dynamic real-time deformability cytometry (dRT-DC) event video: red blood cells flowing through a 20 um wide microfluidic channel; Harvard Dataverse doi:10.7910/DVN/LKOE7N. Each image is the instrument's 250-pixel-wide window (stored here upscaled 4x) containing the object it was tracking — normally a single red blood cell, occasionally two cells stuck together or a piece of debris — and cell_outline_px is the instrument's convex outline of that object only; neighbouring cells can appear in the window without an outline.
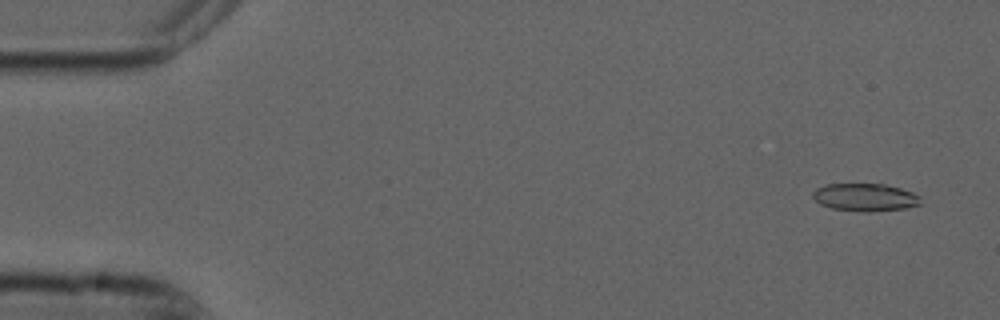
{"species": "common noctule bat (a hibernating species)", "species_latin": "Nyctalus noctula", "temperature_condition": "cold", "stored_images_in_passage": 54, "camera_frame_rate_fps": 3000, "um_per_image_px": 0.085, "animal": {"sex": "male", "forearm_length_mm": 52.5}, "frame": {"image": 1, "passage_image": 3, "time_ms": 0.667, "image_size_px": [1000, 320], "cell_outline_px": [[920, 204], [904, 208], [868, 212], [860, 212], [832, 208], [820, 204], [812, 196], [812, 192], [816, 188], [828, 184], [884, 184], [900, 188], [912, 192], [920, 196]], "centroid_in_image_um": [73.51, 16.77], "position_along_channel_um": 11.5, "area_um2": 17.34}}
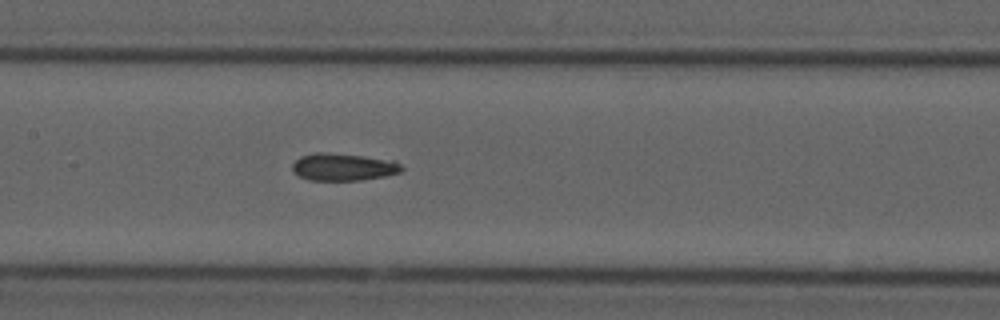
{"frame": {"image": 2, "passage_image": 26, "time_ms": 8.333, "image_size_px": [1000, 320], "cell_outline_px": [[404, 168], [400, 172], [384, 176], [360, 180], [308, 180], [292, 172], [292, 164], [300, 156], [316, 152], [324, 152], [364, 156], [396, 160]], "centroid_in_image_um": [29.17, 14.18], "position_along_channel_um": 178.2, "area_um2": 17.51}}
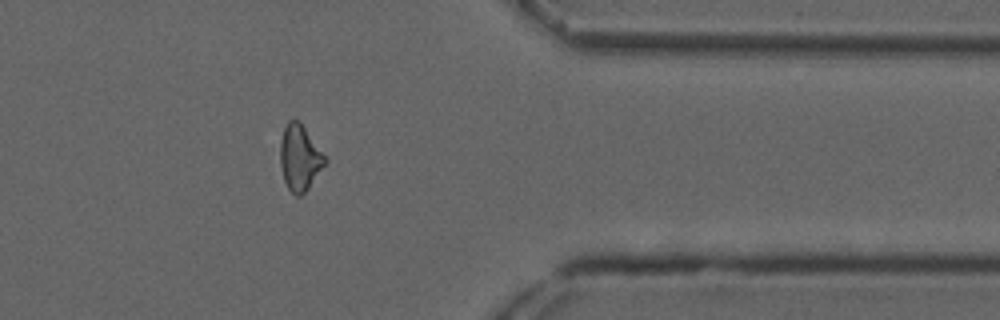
{"frame": {"image": 3, "passage_image": 44, "time_ms": 14.333, "image_size_px": [1000, 320], "cell_outline_px": [[328, 160], [308, 188], [300, 196], [296, 196], [288, 188], [284, 180], [280, 164], [280, 140], [284, 128], [288, 120], [300, 120]], "centroid_in_image_um": [25.47, 13.38], "position_along_channel_um": 385.9, "area_um2": 17.11}, "authors_computed_cell_mechanics": {"area_um2": 17.5423, "velocity_mm_per_s": 3.7496, "shape_relaxation_time_tau1_ms": null, "shape_relaxation_time_tau2_ms": 4.1388, "deformation_change_tau1": null, "deformation_change_tau2": 0.1324}}